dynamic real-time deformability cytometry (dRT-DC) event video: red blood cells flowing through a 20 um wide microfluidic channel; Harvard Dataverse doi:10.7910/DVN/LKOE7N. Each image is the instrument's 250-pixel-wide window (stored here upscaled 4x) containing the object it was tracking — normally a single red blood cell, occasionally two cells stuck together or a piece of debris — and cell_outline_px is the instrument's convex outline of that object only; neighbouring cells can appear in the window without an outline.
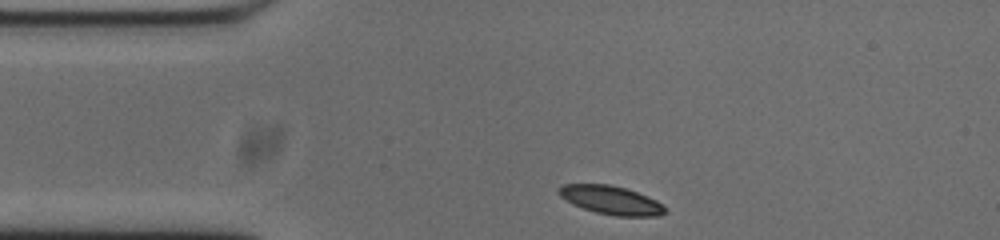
{"species": "common noctule bat (a hibernating species)", "species_latin": "Nyctalus noctula", "temperature_condition": "cold", "stored_images_in_passage": 36, "camera_frame_rate_fps": 3000, "um_per_image_px": 0.085, "animal": {"sex": "male", "body_mass_g": 20.0, "forearm_length_mm": 53.3}, "frame": {"image": 1, "passage_image": 1, "time_ms": 0.0, "image_size_px": [1000, 240], "cell_outline_px": [[664, 212], [660, 216], [616, 216], [596, 212], [584, 208], [560, 196], [556, 192], [556, 188], [564, 184], [608, 184], [624, 188], [636, 192], [656, 200], [664, 208]], "centroid_in_image_um": [51.9, 17.0], "position_along_channel_um": 33.1, "area_um2": 17.28}}
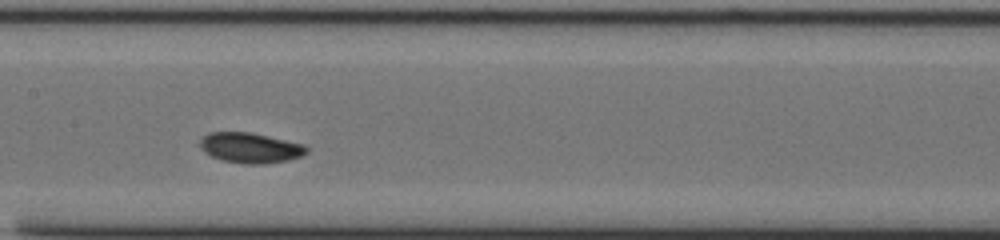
{"frame": {"image": 2, "passage_image": 16, "time_ms": 5.0, "image_size_px": [1000, 240], "cell_outline_px": [[308, 152], [304, 156], [288, 160], [264, 164], [244, 164], [220, 160], [204, 152], [200, 148], [200, 140], [208, 132], [252, 132], [304, 144], [308, 148]], "centroid_in_image_um": [21.29, 12.57], "position_along_channel_um": 186.1, "area_um2": 19.07}}
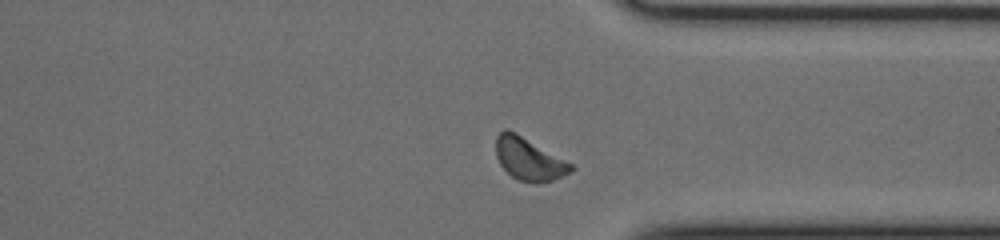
{"frame": {"image": 3, "passage_image": 31, "time_ms": 10.0, "image_size_px": [1000, 240], "cell_outline_px": [[576, 168], [572, 172], [552, 180], [536, 184], [520, 180], [512, 176], [500, 164], [496, 156], [496, 136], [504, 128], [508, 128], [516, 132], [572, 164]], "centroid_in_image_um": [44.95, 13.51], "position_along_channel_um": 366.4, "area_um2": 18.55}, "authors_computed_cell_mechanics": {"area_um2": 17.918, "velocity_mm_per_s": 3.6692, "shape_relaxation_time_tau1_ms": 1.7404, "shape_relaxation_time_tau2_ms": 2.9908, "deformation_change_tau1": 0.0606, "deformation_change_tau2": 0.0702}}